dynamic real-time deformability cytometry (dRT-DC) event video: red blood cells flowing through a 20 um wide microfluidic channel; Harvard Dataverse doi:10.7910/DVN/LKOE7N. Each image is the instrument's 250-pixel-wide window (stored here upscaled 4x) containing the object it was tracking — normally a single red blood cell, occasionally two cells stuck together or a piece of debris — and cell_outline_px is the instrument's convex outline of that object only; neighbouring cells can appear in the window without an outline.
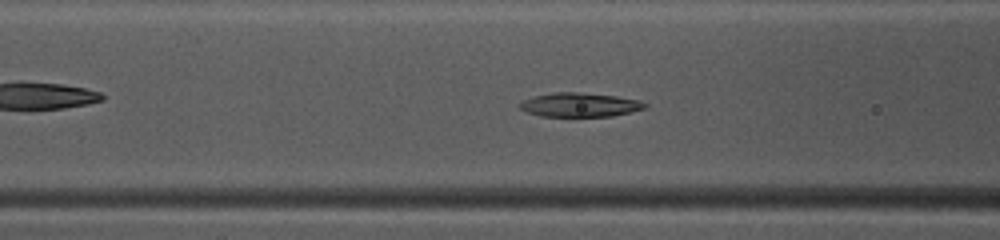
{"species": "common noctule bat (a hibernating species)", "species_latin": "Nyctalus noctula", "temperature_condition": "warm", "stored_images_in_passage": 39, "camera_frame_rate_fps": 3000, "um_per_image_px": 0.085, "animal": {"sex": "female", "body_mass_g": 10.0, "forearm_length_mm": 53.1}, "frame": {"image": 1, "passage_image": 9, "time_ms": 2.667, "image_size_px": [1000, 240], "cell_outline_px": [[648, 108], [632, 112], [612, 116], [540, 116], [528, 112], [520, 108], [520, 104], [524, 100], [536, 96], [552, 92], [576, 92], [616, 96], [640, 100], [648, 104]], "centroid_in_image_um": [49.36, 8.91], "position_along_channel_um": 117.2, "area_um2": 17.46}}
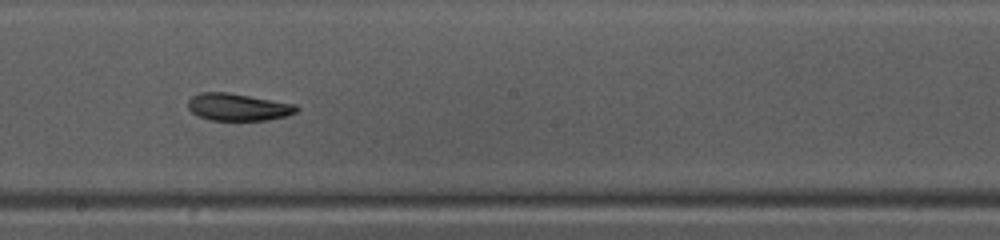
{"frame": {"image": 2, "passage_image": 17, "time_ms": 5.333, "image_size_px": [1000, 240], "cell_outline_px": [[300, 108], [296, 112], [288, 116], [268, 120], [212, 120], [200, 116], [192, 112], [188, 108], [188, 100], [192, 96], [200, 92], [228, 92], [296, 104]], "centroid_in_image_um": [20.26, 9.09], "position_along_channel_um": 227.9, "area_um2": 17.28}}
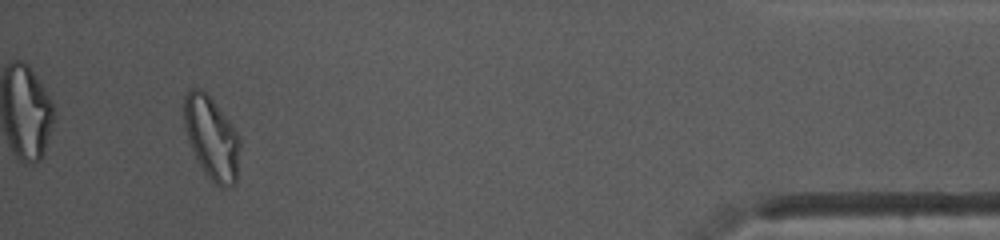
{"frame": {"image": 3, "passage_image": 35, "time_ms": 11.333, "image_size_px": [1000, 240], "cell_outline_px": [[240, 144], [236, 184], [224, 188], [220, 188], [208, 176], [196, 160], [188, 144], [184, 128], [184, 96], [192, 88], [200, 88], [212, 100], [236, 132], [240, 140]], "centroid_in_image_um": [17.96, 11.77], "position_along_channel_um": 417.2, "area_um2": 26.76}}